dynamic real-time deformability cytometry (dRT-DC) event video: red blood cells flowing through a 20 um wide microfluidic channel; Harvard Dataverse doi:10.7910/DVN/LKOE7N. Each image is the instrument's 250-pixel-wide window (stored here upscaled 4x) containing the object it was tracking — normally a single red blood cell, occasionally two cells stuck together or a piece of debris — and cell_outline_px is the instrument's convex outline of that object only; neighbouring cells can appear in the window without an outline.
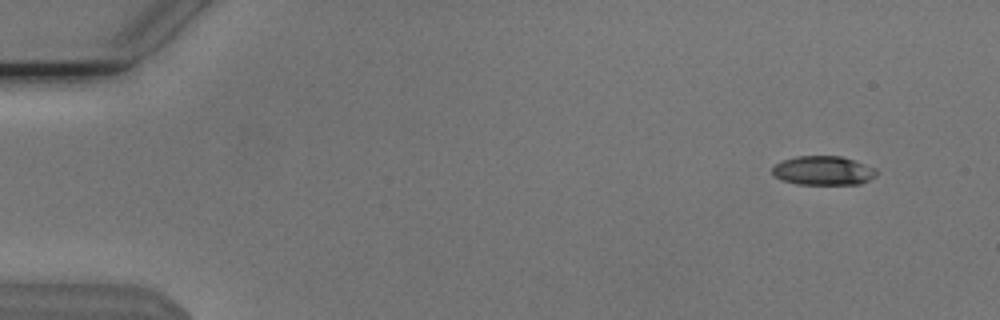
{"species": "Egyptian fruit bat (a non-hibernating species)", "species_latin": "Rousettus aegyptiacus", "temperature_condition": "cold", "stored_images_in_passage": 13, "camera_frame_rate_fps": 3000, "um_per_image_px": 0.085, "animal": {"sex": "male"}, "frame": {"image": 1, "passage_image": 1, "time_ms": 0.0, "image_size_px": [1000, 320], "cell_outline_px": [[876, 176], [860, 184], [796, 184], [780, 180], [772, 172], [772, 168], [776, 164], [784, 160], [796, 156], [840, 156], [876, 168]], "centroid_in_image_um": [69.96, 14.51], "position_along_channel_um": 15.0, "area_um2": 17.51}}
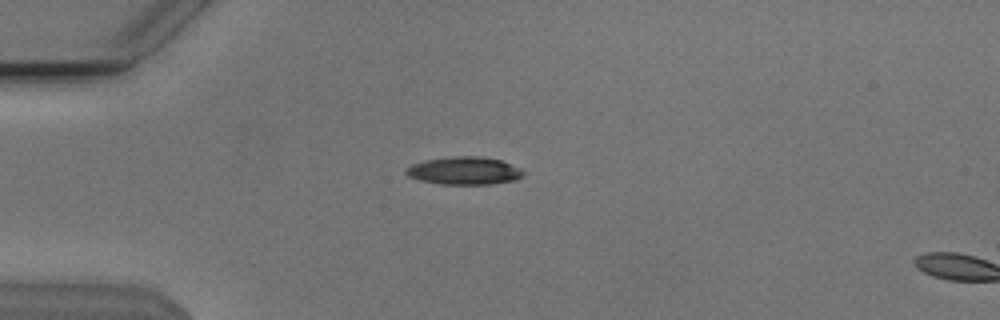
{"frame": {"image": 2, "passage_image": 11, "time_ms": 3.333, "image_size_px": [1000, 320], "cell_outline_px": [[524, 172], [516, 180], [492, 184], [440, 184], [420, 180], [408, 176], [404, 172], [412, 164], [424, 160], [452, 156], [480, 156], [500, 160], [520, 168]], "centroid_in_image_um": [39.45, 14.51], "position_along_channel_um": 45.6, "area_um2": 18.9}}